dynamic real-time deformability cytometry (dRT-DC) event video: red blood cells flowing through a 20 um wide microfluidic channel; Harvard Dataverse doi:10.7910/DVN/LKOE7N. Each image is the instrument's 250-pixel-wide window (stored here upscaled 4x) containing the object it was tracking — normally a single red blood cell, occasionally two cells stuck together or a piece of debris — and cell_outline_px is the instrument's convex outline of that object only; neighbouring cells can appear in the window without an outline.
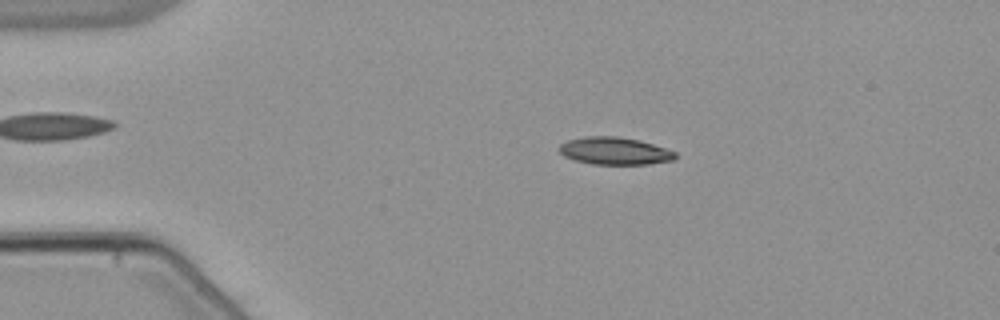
{"species": "common noctule bat (a hibernating species)", "species_latin": "Nyctalus noctula", "temperature_condition": "warm", "stored_images_in_passage": 54, "camera_frame_rate_fps": 3000, "um_per_image_px": 0.085, "animal": {"sex": "male", "body_mass_g": 21.5, "forearm_length_mm": 52.0}, "frame": {"image": 1, "passage_image": 11, "time_ms": 3.333, "image_size_px": [1000, 320], "cell_outline_px": [[676, 156], [672, 160], [648, 164], [592, 164], [576, 160], [564, 156], [560, 152], [560, 144], [568, 140], [584, 136], [616, 136], [640, 140], [676, 152]], "centroid_in_image_um": [52.23, 12.82], "position_along_channel_um": 32.8, "area_um2": 18.38}}
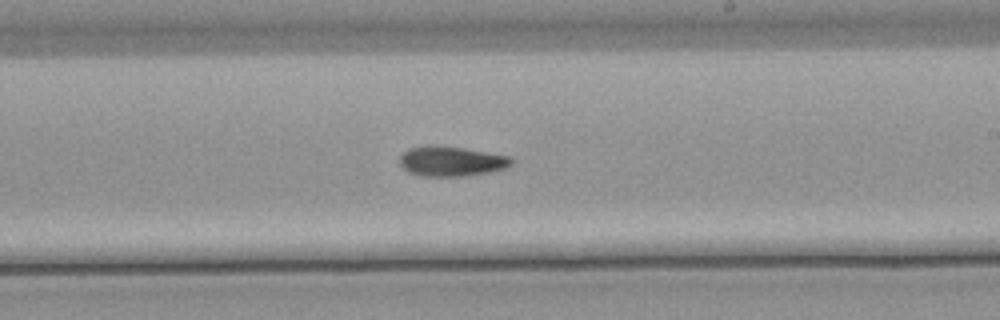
{"frame": {"image": 2, "passage_image": 32, "time_ms": 10.333, "image_size_px": [1000, 320], "cell_outline_px": [[512, 164], [504, 168], [488, 172], [464, 176], [420, 176], [408, 172], [400, 164], [400, 156], [408, 148], [464, 148], [508, 156], [512, 160]], "centroid_in_image_um": [38.37, 13.75], "position_along_channel_um": 250.6, "area_um2": 18.61}}
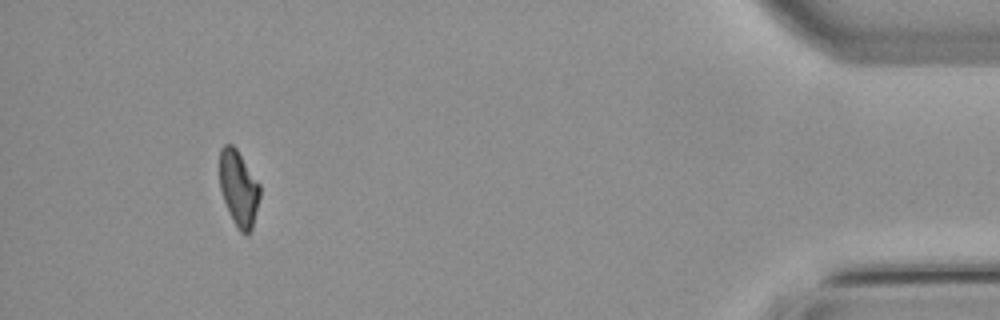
{"frame": {"image": 3, "passage_image": 50, "time_ms": 16.333, "image_size_px": [1000, 320], "cell_outline_px": [[260, 196], [252, 228], [248, 232], [240, 232], [224, 200], [220, 188], [220, 148], [224, 144], [232, 144], [236, 148], [260, 184]], "centroid_in_image_um": [20.29, 15.95], "position_along_channel_um": 414.9, "area_um2": 17.34}, "authors_computed_cell_mechanics": {"area_um2": 18.6694, "velocity_mm_per_s": 3.8322, "shape_relaxation_time_tau1_ms": 9.4393, "shape_relaxation_time_tau2_ms": null, "deformation_change_tau1": 0.2282, "deformation_change_tau2": null}}